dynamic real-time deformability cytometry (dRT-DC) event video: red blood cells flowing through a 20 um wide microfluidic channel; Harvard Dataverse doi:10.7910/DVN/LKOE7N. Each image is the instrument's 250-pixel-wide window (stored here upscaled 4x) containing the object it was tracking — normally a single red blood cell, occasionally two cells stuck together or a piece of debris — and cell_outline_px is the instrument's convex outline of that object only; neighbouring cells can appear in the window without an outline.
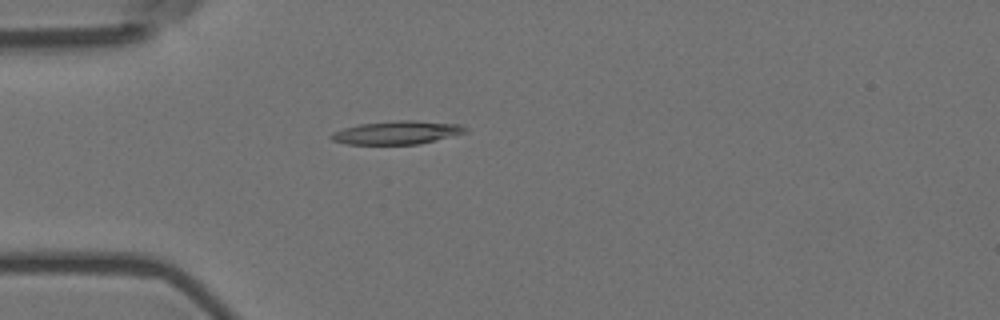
{"species": "Egyptian fruit bat (a non-hibernating species)", "species_latin": "Rousettus aegyptiacus", "temperature_condition": "room temperature", "stored_images_in_passage": 5, "camera_frame_rate_fps": 3000, "um_per_image_px": 0.085, "animal": {"sex": "female"}, "frame": {"image": 1, "passage_image": 5, "time_ms": 1.333, "image_size_px": [1000, 320], "cell_outline_px": [[468, 132], [420, 144], [348, 144], [332, 140], [328, 136], [332, 132], [344, 128], [360, 124], [400, 120], [412, 120], [460, 124], [468, 128]], "centroid_in_image_um": [33.76, 11.27], "position_along_channel_um": 51.2, "area_um2": 18.21}}